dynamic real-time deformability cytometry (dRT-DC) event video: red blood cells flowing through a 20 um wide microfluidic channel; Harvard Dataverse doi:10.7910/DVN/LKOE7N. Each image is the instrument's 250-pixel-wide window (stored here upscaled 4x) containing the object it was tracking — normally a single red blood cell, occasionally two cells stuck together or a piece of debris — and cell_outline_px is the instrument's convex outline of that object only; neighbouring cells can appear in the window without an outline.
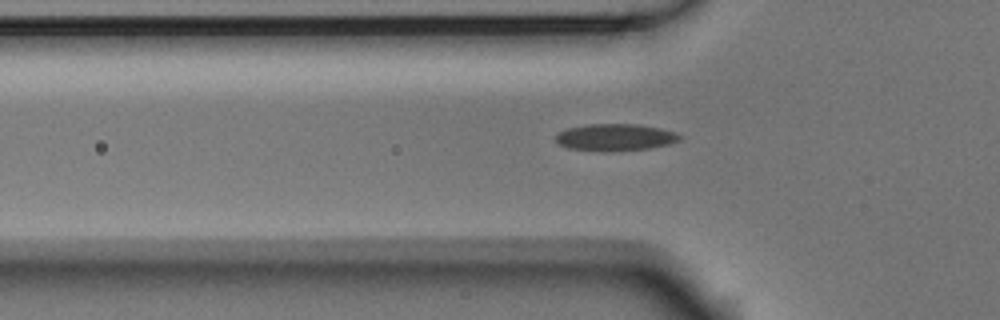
{"species": "Egyptian fruit bat (a non-hibernating species)", "species_latin": "Rousettus aegyptiacus", "temperature_condition": "room temperature", "stored_images_in_passage": 37, "camera_frame_rate_fps": 3000, "um_per_image_px": 0.085, "animal": {"sex": "male"}, "frame": {"image": 1, "passage_image": 2, "time_ms": 0.333, "image_size_px": [1000, 320], "cell_outline_px": [[680, 140], [668, 144], [648, 148], [612, 152], [604, 152], [568, 148], [560, 144], [556, 140], [556, 132], [568, 128], [588, 124], [636, 124], [660, 128], [676, 132], [680, 136]], "centroid_in_image_um": [52.27, 11.67], "position_along_channel_um": 73.5, "area_um2": 19.54}}
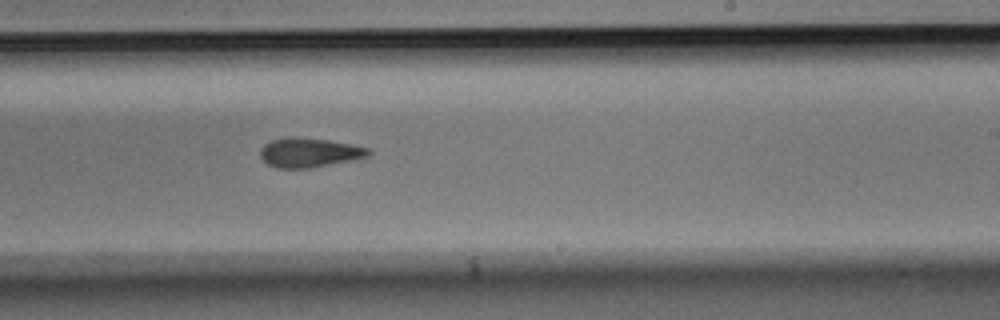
{"frame": {"image": 2, "passage_image": 17, "time_ms": 5.333, "image_size_px": [1000, 320], "cell_outline_px": [[372, 152], [368, 156], [312, 168], [276, 168], [268, 164], [260, 156], [260, 148], [264, 144], [272, 140], [288, 136], [292, 136], [328, 140], [368, 148]], "centroid_in_image_um": [26.23, 12.96], "position_along_channel_um": 262.8, "area_um2": 18.38}}
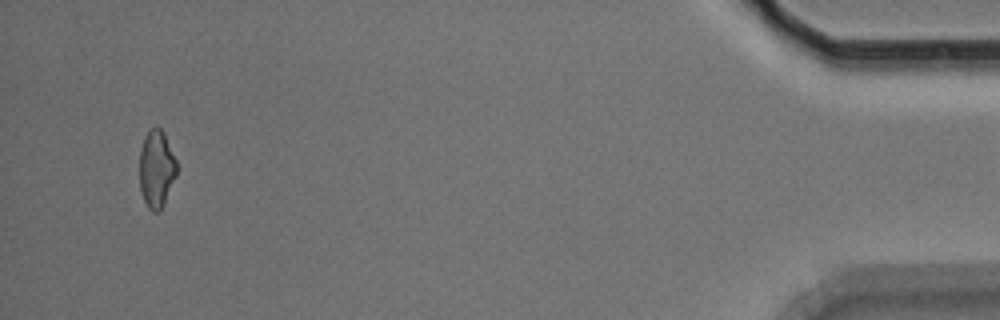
{"frame": {"image": 3, "passage_image": 36, "time_ms": 11.667, "image_size_px": [1000, 320], "cell_outline_px": [[176, 176], [160, 208], [156, 212], [152, 212], [148, 208], [144, 200], [140, 188], [140, 152], [144, 136], [152, 128], [160, 128], [164, 132], [176, 160]], "centroid_in_image_um": [13.29, 14.33], "position_along_channel_um": 421.9, "area_um2": 16.36}}